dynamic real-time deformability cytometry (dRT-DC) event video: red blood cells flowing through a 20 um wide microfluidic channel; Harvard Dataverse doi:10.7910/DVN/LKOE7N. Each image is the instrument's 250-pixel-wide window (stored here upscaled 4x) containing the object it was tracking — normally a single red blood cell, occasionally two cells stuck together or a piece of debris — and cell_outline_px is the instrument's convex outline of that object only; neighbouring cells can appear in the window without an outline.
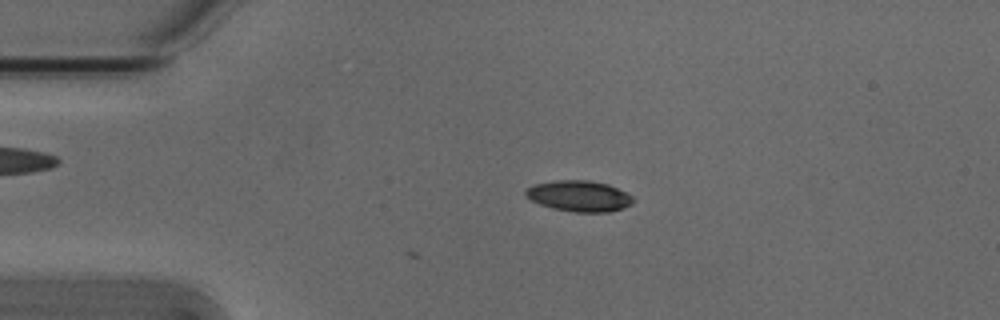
{"species": "Egyptian fruit bat (a non-hibernating species)", "species_latin": "Rousettus aegyptiacus", "temperature_condition": "cold", "stored_images_in_passage": 2, "camera_frame_rate_fps": 3000, "um_per_image_px": 0.085, "animal": {"sex": "male"}, "frame": {"image": 1, "passage_image": 2, "time_ms": 0.333, "image_size_px": [1000, 320], "cell_outline_px": [[636, 200], [632, 204], [624, 208], [608, 212], [576, 212], [552, 208], [540, 204], [524, 196], [524, 192], [528, 188], [536, 184], [556, 180], [588, 180], [608, 184], [632, 196]], "centroid_in_image_um": [49.24, 16.67], "position_along_channel_um": 35.8, "area_um2": 19.31}}